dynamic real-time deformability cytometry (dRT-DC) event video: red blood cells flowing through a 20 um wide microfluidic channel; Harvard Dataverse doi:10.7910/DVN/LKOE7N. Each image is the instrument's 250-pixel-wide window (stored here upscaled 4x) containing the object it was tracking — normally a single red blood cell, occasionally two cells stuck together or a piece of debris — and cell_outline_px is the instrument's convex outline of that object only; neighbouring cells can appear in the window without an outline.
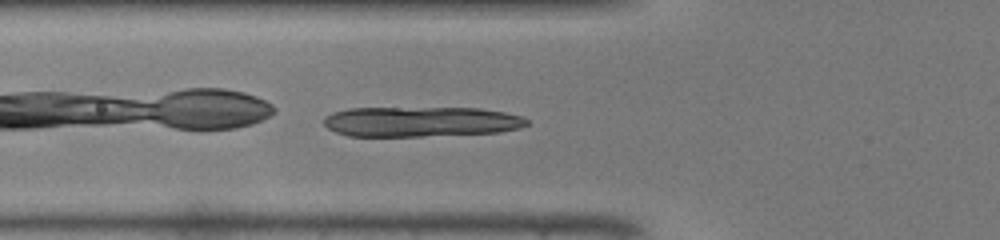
{"species": "common noctule bat (a hibernating species)", "species_latin": "Nyctalus noctula", "temperature_condition": "warm", "stored_images_in_passage": 27, "camera_frame_rate_fps": 3000, "um_per_image_px": 0.085, "animal": {"sex": "male", "body_mass_g": 19.0, "forearm_length_mm": 50.8}, "frame": {"image": 1, "passage_image": 3, "time_ms": 0.667, "image_size_px": [1000, 240], "cell_outline_px": [[528, 124], [520, 128], [500, 132], [424, 136], [348, 136], [336, 132], [328, 128], [324, 124], [324, 116], [332, 112], [348, 108], [480, 108], [504, 112], [524, 116], [528, 120]], "centroid_in_image_um": [35.78, 10.34], "position_along_channel_um": 90.0, "area_um2": 35.84}}
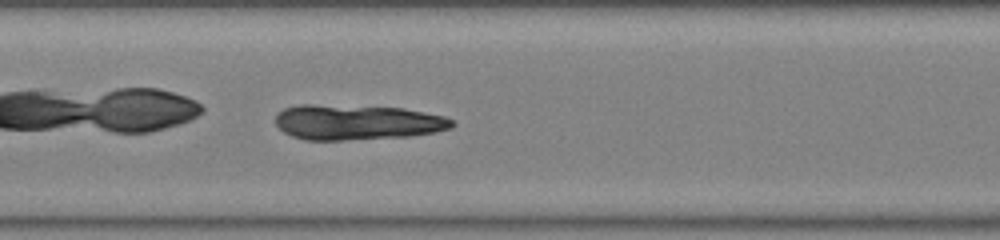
{"frame": {"image": 2, "passage_image": 9, "time_ms": 2.667, "image_size_px": [1000, 240], "cell_outline_px": [[456, 124], [452, 128], [436, 132], [408, 136], [344, 140], [304, 140], [292, 136], [284, 132], [276, 124], [276, 116], [284, 108], [300, 104], [312, 104], [404, 108], [444, 116], [456, 120]], "centroid_in_image_um": [30.38, 10.39], "position_along_channel_um": 177.0, "area_um2": 36.36}}
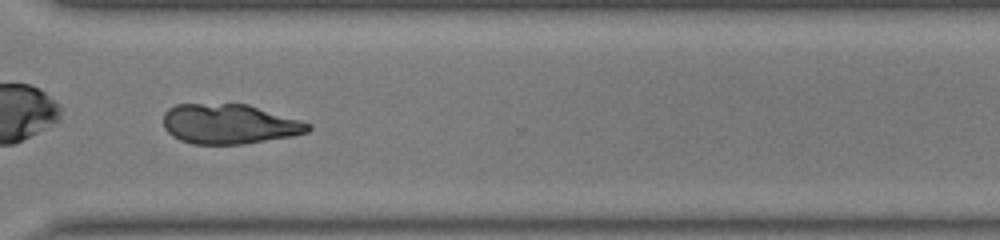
{"frame": {"image": 3, "passage_image": 21, "time_ms": 6.667, "image_size_px": [1000, 240], "cell_outline_px": [[312, 128], [308, 132], [292, 136], [244, 144], [192, 144], [180, 140], [172, 136], [164, 128], [164, 112], [168, 108], [176, 104], [248, 104], [300, 120], [312, 124]], "centroid_in_image_um": [19.49, 10.54], "position_along_channel_um": 351.1, "area_um2": 33.76}}